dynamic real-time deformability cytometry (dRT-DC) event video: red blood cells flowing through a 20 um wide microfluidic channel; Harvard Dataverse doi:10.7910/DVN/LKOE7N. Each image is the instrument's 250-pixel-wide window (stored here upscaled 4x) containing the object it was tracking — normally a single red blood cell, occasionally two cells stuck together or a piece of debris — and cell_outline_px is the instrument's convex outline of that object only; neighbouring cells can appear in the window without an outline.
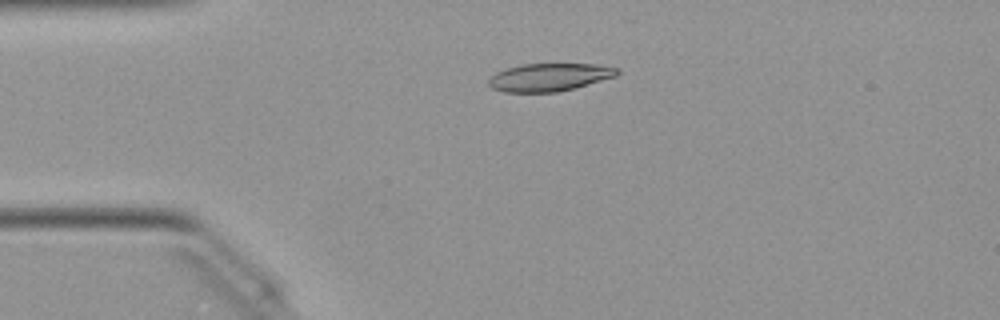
{"species": "Egyptian fruit bat (a non-hibernating species)", "species_latin": "Rousettus aegyptiacus", "temperature_condition": "warm", "stored_images_in_passage": 32, "camera_frame_rate_fps": 3000, "um_per_image_px": 0.085, "animal": {"sex": "female"}, "frame": {"image": 1, "passage_image": 4, "time_ms": 1.0, "image_size_px": [1000, 320], "cell_outline_px": [[620, 72], [616, 76], [576, 88], [556, 92], [504, 92], [492, 88], [488, 84], [488, 80], [496, 72], [520, 64], [596, 64], [620, 68]], "centroid_in_image_um": [46.72, 6.56], "position_along_channel_um": 38.3, "area_um2": 20.92}}
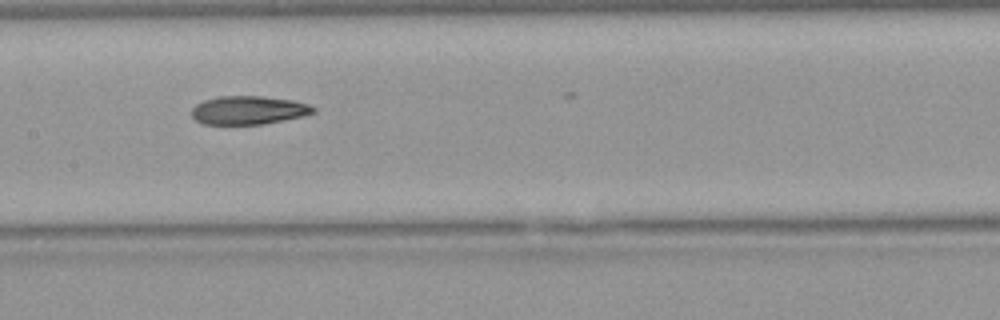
{"frame": {"image": 2, "passage_image": 17, "time_ms": 5.333, "image_size_px": [1000, 320], "cell_outline_px": [[316, 112], [304, 116], [284, 120], [260, 124], [204, 124], [196, 120], [192, 116], [192, 108], [196, 104], [204, 100], [216, 96], [264, 96], [292, 100], [308, 104], [316, 108]], "centroid_in_image_um": [21.13, 9.36], "position_along_channel_um": 186.3, "area_um2": 20.23}}
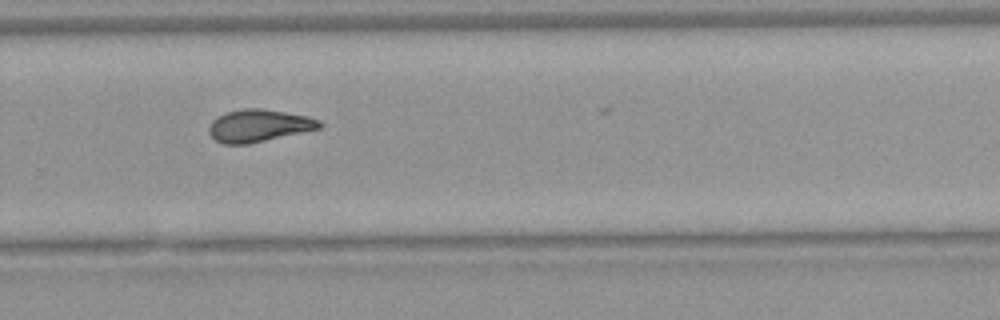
{"frame": {"image": 3, "passage_image": 26, "time_ms": 8.333, "image_size_px": [1000, 320], "cell_outline_px": [[324, 124], [320, 128], [248, 144], [224, 144], [216, 140], [208, 132], [208, 128], [212, 120], [216, 116], [224, 112], [244, 108], [260, 108], [308, 116], [320, 120]], "centroid_in_image_um": [21.97, 10.67], "position_along_channel_um": 307.8, "area_um2": 20.87}}